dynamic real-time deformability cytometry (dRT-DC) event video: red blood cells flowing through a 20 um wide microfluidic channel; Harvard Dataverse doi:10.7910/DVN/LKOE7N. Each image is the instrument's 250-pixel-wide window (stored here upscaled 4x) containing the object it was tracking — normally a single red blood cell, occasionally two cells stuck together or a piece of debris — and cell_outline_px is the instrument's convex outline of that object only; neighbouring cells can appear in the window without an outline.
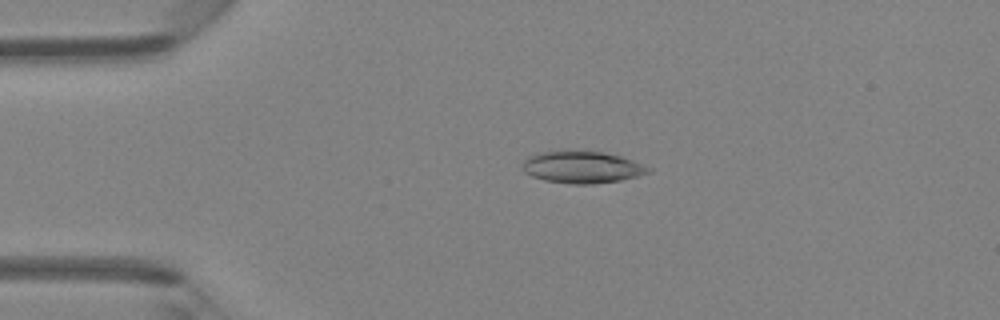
{"species": "Egyptian fruit bat (a non-hibernating species)", "species_latin": "Rousettus aegyptiacus", "temperature_condition": "room temperature", "stored_images_in_passage": 47, "camera_frame_rate_fps": 3000, "um_per_image_px": 0.085, "animal": {"sex": "female"}, "frame": {"image": 1, "passage_image": 11, "time_ms": 3.333, "image_size_px": [1000, 320], "cell_outline_px": [[652, 172], [620, 180], [592, 184], [568, 184], [544, 180], [532, 176], [524, 172], [524, 160], [528, 156], [540, 152], [604, 152], [620, 156], [632, 160], [652, 168]], "centroid_in_image_um": [49.5, 14.23], "position_along_channel_um": 35.5, "area_um2": 23.06}}
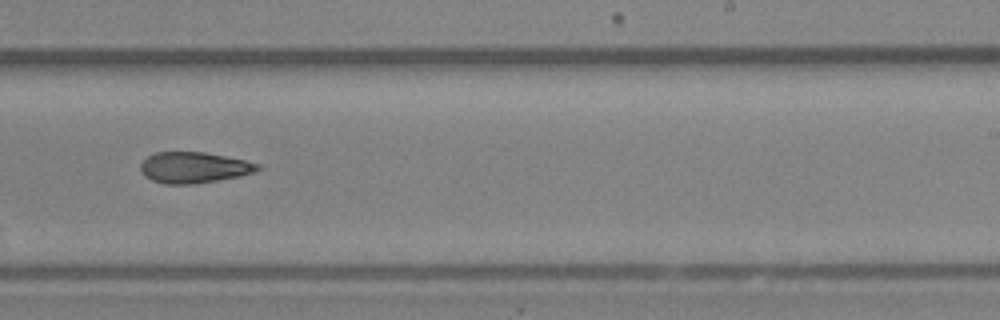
{"frame": {"image": 2, "passage_image": 30, "time_ms": 9.667, "image_size_px": [1000, 320], "cell_outline_px": [[260, 168], [256, 172], [240, 176], [192, 184], [164, 184], [152, 180], [144, 176], [140, 172], [140, 164], [148, 156], [156, 152], [204, 152], [244, 160], [260, 164]], "centroid_in_image_um": [16.46, 14.24], "position_along_channel_um": 272.5, "area_um2": 21.1}}
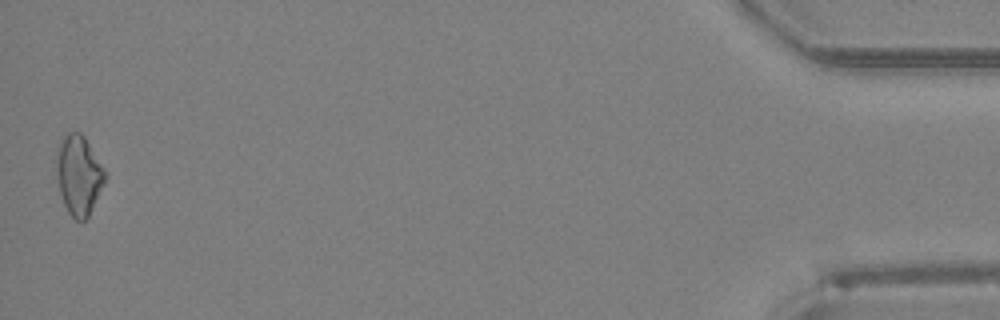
{"frame": {"image": 3, "passage_image": 47, "time_ms": 15.333, "image_size_px": [1000, 320], "cell_outline_px": [[108, 176], [88, 216], [84, 220], [76, 220], [68, 212], [64, 204], [60, 192], [56, 168], [56, 152], [64, 136], [68, 132], [80, 132], [84, 136], [104, 168]], "centroid_in_image_um": [6.7, 14.87], "position_along_channel_um": 428.5, "area_um2": 22.31}}